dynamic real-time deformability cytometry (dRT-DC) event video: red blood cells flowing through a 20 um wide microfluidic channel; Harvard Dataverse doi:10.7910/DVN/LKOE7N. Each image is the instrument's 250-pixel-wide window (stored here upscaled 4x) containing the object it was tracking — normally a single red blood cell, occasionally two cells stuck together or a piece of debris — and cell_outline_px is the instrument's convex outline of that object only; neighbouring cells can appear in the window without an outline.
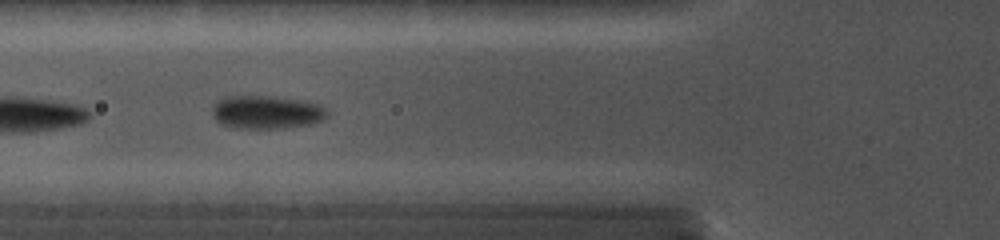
{"species": "common noctule bat (a hibernating species)", "species_latin": "Nyctalus noctula", "temperature_condition": "cold", "stored_images_in_passage": 12, "camera_frame_rate_fps": 5000, "um_per_image_px": 0.085, "animal": {"sex": "female", "body_mass_g": 19.0, "forearm_length_mm": 56.7}, "frame": {"image": 1, "passage_image": 3, "time_ms": 2.0, "image_size_px": [1000, 240], "cell_outline_px": [[324, 116], [320, 120], [312, 124], [280, 128], [236, 128], [220, 124], [216, 120], [212, 112], [216, 104], [220, 100], [232, 96], [268, 96], [292, 100], [312, 104], [324, 108]], "centroid_in_image_um": [22.56, 9.56], "position_along_channel_um": 103.2, "area_um2": 21.27}}
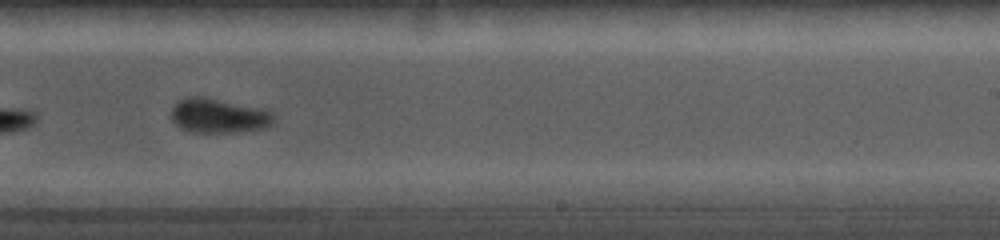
{"frame": {"image": 2, "passage_image": 7, "time_ms": 6.2, "image_size_px": [1000, 240], "cell_outline_px": [[276, 116], [272, 124], [264, 128], [236, 132], [188, 132], [180, 128], [172, 120], [172, 104], [184, 96], [204, 96], [260, 108], [272, 112]], "centroid_in_image_um": [18.55, 9.82], "position_along_channel_um": 270.5, "area_um2": 20.87}}
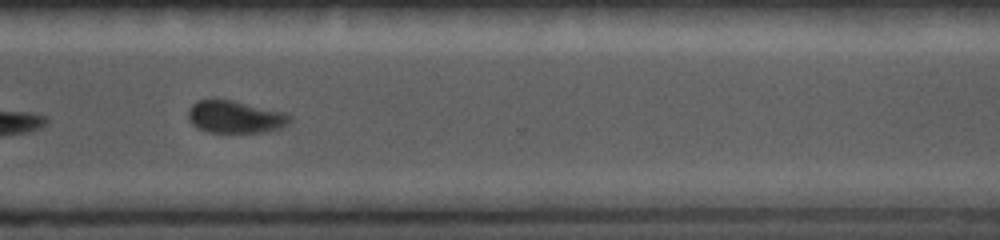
{"frame": {"image": 3, "passage_image": 9, "time_ms": 8.2, "image_size_px": [1000, 240], "cell_outline_px": [[292, 124], [280, 128], [264, 132], [208, 132], [196, 128], [192, 124], [188, 116], [188, 108], [196, 100], [212, 96], [232, 100], [284, 112], [292, 116]], "centroid_in_image_um": [19.96, 9.9], "position_along_channel_um": 350.6, "area_um2": 19.83}, "authors_computed_cell_mechanics": {"area_um2": 20.7213, "velocity_mm_per_s": 3.9812, "shape_relaxation_time_tau1_ms": 0.3691, "shape_relaxation_time_tau2_ms": null, "deformation_change_tau1": 0.028, "deformation_change_tau2": null}}